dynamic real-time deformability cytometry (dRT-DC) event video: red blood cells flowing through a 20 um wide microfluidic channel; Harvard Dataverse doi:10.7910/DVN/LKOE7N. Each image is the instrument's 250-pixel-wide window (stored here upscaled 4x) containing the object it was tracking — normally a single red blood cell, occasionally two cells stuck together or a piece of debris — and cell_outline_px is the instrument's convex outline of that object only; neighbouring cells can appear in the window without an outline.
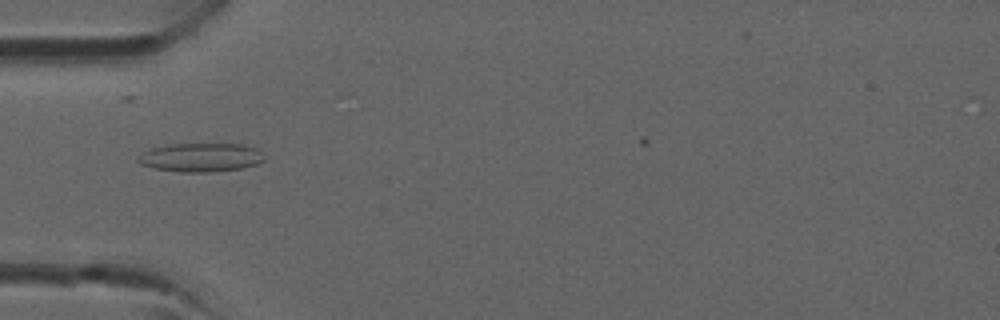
{"species": "common noctule bat (a hibernating species)", "species_latin": "Nyctalus noctula", "temperature_condition": "room temperature", "stored_images_in_passage": 23, "camera_frame_rate_fps": 3000, "um_per_image_px": 0.085, "animal": {"sex": "male", "forearm_length_mm": 52.5}, "frame": {"image": 1, "passage_image": 3, "time_ms": 0.667, "image_size_px": [1000, 320], "cell_outline_px": [[264, 160], [256, 164], [244, 168], [212, 172], [180, 172], [152, 168], [140, 164], [136, 160], [144, 152], [152, 148], [172, 144], [244, 144], [260, 148], [264, 156]], "centroid_in_image_um": [17.12, 13.38], "position_along_channel_um": 67.9, "area_um2": 21.33}}
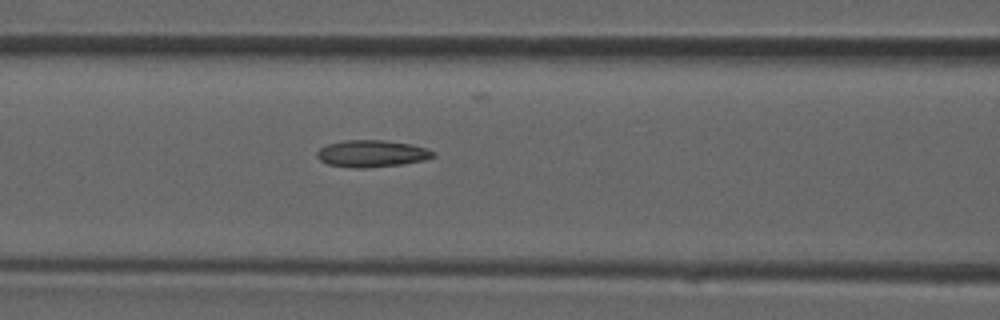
{"frame": {"image": 2, "passage_image": 7, "time_ms": 2.0, "image_size_px": [1000, 320], "cell_outline_px": [[436, 156], [424, 160], [400, 164], [364, 168], [356, 168], [328, 164], [320, 160], [316, 156], [316, 152], [320, 148], [328, 144], [344, 140], [384, 140], [412, 144], [428, 148], [436, 152]], "centroid_in_image_um": [31.63, 13.04], "position_along_channel_um": 135.0, "area_um2": 18.26}}
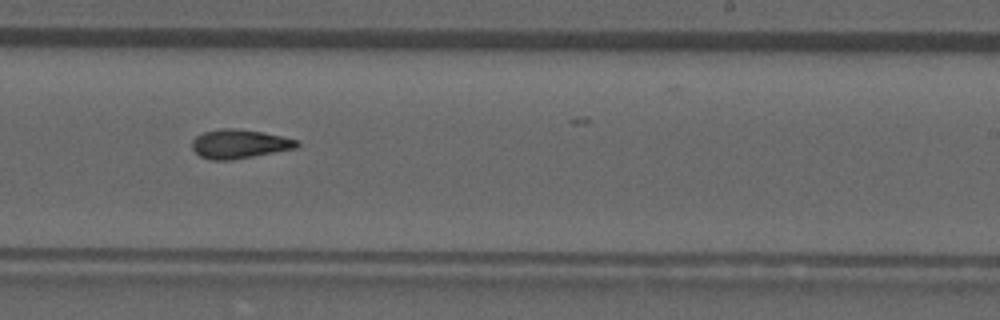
{"frame": {"image": 3, "passage_image": 15, "time_ms": 4.667, "image_size_px": [1000, 320], "cell_outline_px": [[300, 144], [296, 148], [232, 160], [212, 160], [200, 156], [192, 148], [192, 140], [196, 136], [204, 132], [220, 128], [236, 128], [264, 132], [296, 140]], "centroid_in_image_um": [20.32, 12.23], "position_along_channel_um": 268.7, "area_um2": 17.63}}